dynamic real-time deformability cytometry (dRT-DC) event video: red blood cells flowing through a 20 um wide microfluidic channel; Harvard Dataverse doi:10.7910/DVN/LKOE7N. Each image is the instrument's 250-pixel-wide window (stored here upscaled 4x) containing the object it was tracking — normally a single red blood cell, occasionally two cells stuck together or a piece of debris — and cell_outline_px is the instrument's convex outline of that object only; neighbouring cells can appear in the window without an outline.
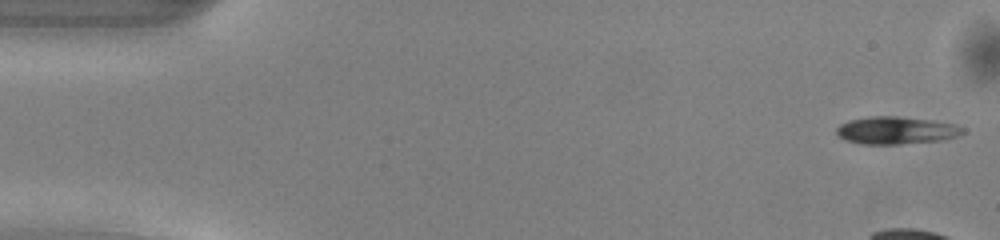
{"species": "common noctule bat (a hibernating species)", "species_latin": "Nyctalus noctula", "temperature_condition": "warm", "stored_images_in_passage": 9, "camera_frame_rate_fps": 3000, "um_per_image_px": 0.085, "animal": {"sex": "male", "body_mass_g": 13.0, "forearm_length_mm": 53.1}, "frame": {"image": 1, "passage_image": 1, "time_ms": 0.0, "image_size_px": [1000, 240], "cell_outline_px": [[964, 132], [956, 136], [940, 140], [900, 144], [860, 144], [844, 140], [836, 132], [836, 128], [840, 124], [848, 120], [868, 116], [900, 116], [932, 120], [956, 124], [964, 128]], "centroid_in_image_um": [76.14, 11.07], "position_along_channel_um": 8.9, "area_um2": 20.35}}